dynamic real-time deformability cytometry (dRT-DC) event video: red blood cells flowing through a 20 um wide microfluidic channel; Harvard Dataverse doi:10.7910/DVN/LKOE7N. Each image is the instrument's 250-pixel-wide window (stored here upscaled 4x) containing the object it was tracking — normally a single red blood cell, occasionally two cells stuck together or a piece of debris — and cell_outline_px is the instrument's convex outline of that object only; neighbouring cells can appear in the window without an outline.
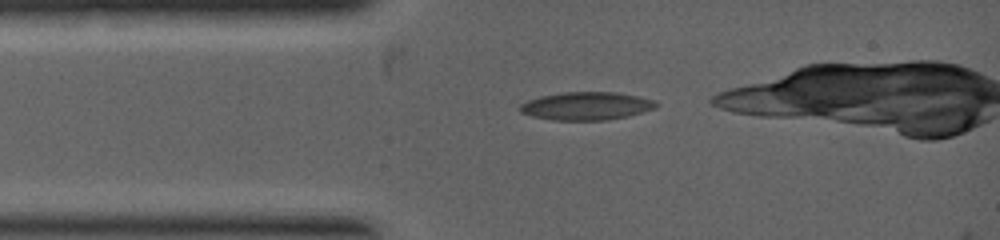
{"species": "common noctule bat (a hibernating species)", "species_latin": "Nyctalus noctula", "temperature_condition": "warm", "stored_images_in_passage": 2, "camera_frame_rate_fps": 5000, "um_per_image_px": 0.085, "animal": {"sex": "female", "body_mass_g": 19.0, "forearm_length_mm": 53.3}, "frame": {"image": 1, "passage_image": 2, "time_ms": 1.2, "image_size_px": [1000, 240], "cell_outline_px": [[660, 104], [656, 108], [644, 112], [628, 116], [604, 120], [552, 120], [532, 116], [520, 112], [520, 104], [528, 100], [540, 96], [564, 92], [616, 92], [656, 100]], "centroid_in_image_um": [49.87, 9.01], "position_along_channel_um": 35.1, "area_um2": 22.31}}